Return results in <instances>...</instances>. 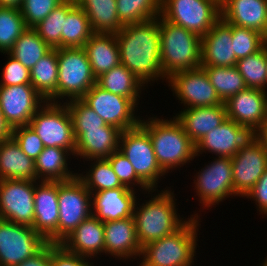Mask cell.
Instances as JSON below:
<instances>
[{
    "mask_svg": "<svg viewBox=\"0 0 267 266\" xmlns=\"http://www.w3.org/2000/svg\"><path fill=\"white\" fill-rule=\"evenodd\" d=\"M158 22L159 16L143 22L124 25L116 33L120 63L148 89L160 83L165 86L168 80L163 74L160 60Z\"/></svg>",
    "mask_w": 267,
    "mask_h": 266,
    "instance_id": "cell-1",
    "label": "cell"
},
{
    "mask_svg": "<svg viewBox=\"0 0 267 266\" xmlns=\"http://www.w3.org/2000/svg\"><path fill=\"white\" fill-rule=\"evenodd\" d=\"M175 192L174 187H170L168 189H151L139 195L133 218L141 248L174 233L190 218L189 214L187 217L186 214L179 213L181 211L178 205L181 202ZM184 215L186 216L184 217Z\"/></svg>",
    "mask_w": 267,
    "mask_h": 266,
    "instance_id": "cell-2",
    "label": "cell"
},
{
    "mask_svg": "<svg viewBox=\"0 0 267 266\" xmlns=\"http://www.w3.org/2000/svg\"><path fill=\"white\" fill-rule=\"evenodd\" d=\"M151 108L148 113L146 111V115L141 116L139 125L151 138L160 168L169 177L171 174L173 176L174 173H178L177 171L181 175V170L186 171L185 168L193 166L192 163L196 158L195 144L173 115L167 114V117L163 116L164 113L162 115L153 114V112L150 113V111H154Z\"/></svg>",
    "mask_w": 267,
    "mask_h": 266,
    "instance_id": "cell-3",
    "label": "cell"
},
{
    "mask_svg": "<svg viewBox=\"0 0 267 266\" xmlns=\"http://www.w3.org/2000/svg\"><path fill=\"white\" fill-rule=\"evenodd\" d=\"M202 221V218L190 216L174 233L146 244L136 266H198Z\"/></svg>",
    "mask_w": 267,
    "mask_h": 266,
    "instance_id": "cell-4",
    "label": "cell"
},
{
    "mask_svg": "<svg viewBox=\"0 0 267 266\" xmlns=\"http://www.w3.org/2000/svg\"><path fill=\"white\" fill-rule=\"evenodd\" d=\"M212 160L205 162L202 167L196 162V158L194 160L196 165L199 166V170H196V167L193 168L194 172L188 173L193 174L190 177V180L193 179L189 184L191 189V193L193 191L194 196L193 200L198 201V206L200 208L195 207L196 210L190 212V216L193 217H204L205 214H208L211 210H216L215 208L225 202L227 199L231 201L235 198H238L235 195L233 188V178H232V158L231 157H209ZM196 171V172H195ZM206 209V210H205ZM209 210L208 212H206ZM193 212V213H192ZM200 212V213H199ZM202 214H204L202 216Z\"/></svg>",
    "mask_w": 267,
    "mask_h": 266,
    "instance_id": "cell-5",
    "label": "cell"
},
{
    "mask_svg": "<svg viewBox=\"0 0 267 266\" xmlns=\"http://www.w3.org/2000/svg\"><path fill=\"white\" fill-rule=\"evenodd\" d=\"M160 60L164 76L201 67V37L159 15Z\"/></svg>",
    "mask_w": 267,
    "mask_h": 266,
    "instance_id": "cell-6",
    "label": "cell"
},
{
    "mask_svg": "<svg viewBox=\"0 0 267 266\" xmlns=\"http://www.w3.org/2000/svg\"><path fill=\"white\" fill-rule=\"evenodd\" d=\"M119 151L130 161L136 175L150 189H168L174 186L175 183H170V181H166V184L168 182L169 185L165 184L164 181L168 180L166 178L168 175L160 168L151 138L140 125L121 132ZM159 183L160 185L165 184V187L160 186Z\"/></svg>",
    "mask_w": 267,
    "mask_h": 266,
    "instance_id": "cell-7",
    "label": "cell"
},
{
    "mask_svg": "<svg viewBox=\"0 0 267 266\" xmlns=\"http://www.w3.org/2000/svg\"><path fill=\"white\" fill-rule=\"evenodd\" d=\"M57 58V103L81 99L96 84L85 49L57 48Z\"/></svg>",
    "mask_w": 267,
    "mask_h": 266,
    "instance_id": "cell-8",
    "label": "cell"
},
{
    "mask_svg": "<svg viewBox=\"0 0 267 266\" xmlns=\"http://www.w3.org/2000/svg\"><path fill=\"white\" fill-rule=\"evenodd\" d=\"M29 126L45 147L66 149L74 156L76 139L72 118L65 103L45 102L33 115Z\"/></svg>",
    "mask_w": 267,
    "mask_h": 266,
    "instance_id": "cell-9",
    "label": "cell"
},
{
    "mask_svg": "<svg viewBox=\"0 0 267 266\" xmlns=\"http://www.w3.org/2000/svg\"><path fill=\"white\" fill-rule=\"evenodd\" d=\"M160 15L203 37L221 18V9L216 0H161Z\"/></svg>",
    "mask_w": 267,
    "mask_h": 266,
    "instance_id": "cell-10",
    "label": "cell"
},
{
    "mask_svg": "<svg viewBox=\"0 0 267 266\" xmlns=\"http://www.w3.org/2000/svg\"><path fill=\"white\" fill-rule=\"evenodd\" d=\"M58 243L92 215L91 192L78 177L58 181Z\"/></svg>",
    "mask_w": 267,
    "mask_h": 266,
    "instance_id": "cell-11",
    "label": "cell"
},
{
    "mask_svg": "<svg viewBox=\"0 0 267 266\" xmlns=\"http://www.w3.org/2000/svg\"><path fill=\"white\" fill-rule=\"evenodd\" d=\"M81 100L93 109L106 124L112 125L122 132L137 127L143 115L141 109L129 98L106 91L97 84H94Z\"/></svg>",
    "mask_w": 267,
    "mask_h": 266,
    "instance_id": "cell-12",
    "label": "cell"
},
{
    "mask_svg": "<svg viewBox=\"0 0 267 266\" xmlns=\"http://www.w3.org/2000/svg\"><path fill=\"white\" fill-rule=\"evenodd\" d=\"M257 139L258 131L254 128L241 126L227 118L195 144L196 160L206 158V154L232 158L239 149L249 147Z\"/></svg>",
    "mask_w": 267,
    "mask_h": 266,
    "instance_id": "cell-13",
    "label": "cell"
},
{
    "mask_svg": "<svg viewBox=\"0 0 267 266\" xmlns=\"http://www.w3.org/2000/svg\"><path fill=\"white\" fill-rule=\"evenodd\" d=\"M167 86V91L171 90L175 101L178 100L179 109L223 104L202 67L174 73L168 78Z\"/></svg>",
    "mask_w": 267,
    "mask_h": 266,
    "instance_id": "cell-14",
    "label": "cell"
},
{
    "mask_svg": "<svg viewBox=\"0 0 267 266\" xmlns=\"http://www.w3.org/2000/svg\"><path fill=\"white\" fill-rule=\"evenodd\" d=\"M47 243L31 226L0 219V266H17Z\"/></svg>",
    "mask_w": 267,
    "mask_h": 266,
    "instance_id": "cell-15",
    "label": "cell"
},
{
    "mask_svg": "<svg viewBox=\"0 0 267 266\" xmlns=\"http://www.w3.org/2000/svg\"><path fill=\"white\" fill-rule=\"evenodd\" d=\"M37 182L19 179L0 180V219L32 227Z\"/></svg>",
    "mask_w": 267,
    "mask_h": 266,
    "instance_id": "cell-16",
    "label": "cell"
},
{
    "mask_svg": "<svg viewBox=\"0 0 267 266\" xmlns=\"http://www.w3.org/2000/svg\"><path fill=\"white\" fill-rule=\"evenodd\" d=\"M45 102L31 84L0 86V107L12 129L29 125L33 115Z\"/></svg>",
    "mask_w": 267,
    "mask_h": 266,
    "instance_id": "cell-17",
    "label": "cell"
},
{
    "mask_svg": "<svg viewBox=\"0 0 267 266\" xmlns=\"http://www.w3.org/2000/svg\"><path fill=\"white\" fill-rule=\"evenodd\" d=\"M105 239V258L126 265L138 263L142 248L139 245L133 216L116 221L103 222ZM109 257V258H106ZM134 261V264H133Z\"/></svg>",
    "mask_w": 267,
    "mask_h": 266,
    "instance_id": "cell-18",
    "label": "cell"
},
{
    "mask_svg": "<svg viewBox=\"0 0 267 266\" xmlns=\"http://www.w3.org/2000/svg\"><path fill=\"white\" fill-rule=\"evenodd\" d=\"M267 170V153L257 139L247 148H241L232 157V178L235 195L244 198Z\"/></svg>",
    "mask_w": 267,
    "mask_h": 266,
    "instance_id": "cell-19",
    "label": "cell"
},
{
    "mask_svg": "<svg viewBox=\"0 0 267 266\" xmlns=\"http://www.w3.org/2000/svg\"><path fill=\"white\" fill-rule=\"evenodd\" d=\"M34 203L32 228L47 242L58 243V181H38L35 184Z\"/></svg>",
    "mask_w": 267,
    "mask_h": 266,
    "instance_id": "cell-20",
    "label": "cell"
},
{
    "mask_svg": "<svg viewBox=\"0 0 267 266\" xmlns=\"http://www.w3.org/2000/svg\"><path fill=\"white\" fill-rule=\"evenodd\" d=\"M227 118L259 131L267 124V92L246 88L225 102Z\"/></svg>",
    "mask_w": 267,
    "mask_h": 266,
    "instance_id": "cell-21",
    "label": "cell"
},
{
    "mask_svg": "<svg viewBox=\"0 0 267 266\" xmlns=\"http://www.w3.org/2000/svg\"><path fill=\"white\" fill-rule=\"evenodd\" d=\"M140 194L127 187L93 192L91 193L92 215L101 222L132 217Z\"/></svg>",
    "mask_w": 267,
    "mask_h": 266,
    "instance_id": "cell-22",
    "label": "cell"
},
{
    "mask_svg": "<svg viewBox=\"0 0 267 266\" xmlns=\"http://www.w3.org/2000/svg\"><path fill=\"white\" fill-rule=\"evenodd\" d=\"M237 58L232 45V24L220 18L201 37V66H235Z\"/></svg>",
    "mask_w": 267,
    "mask_h": 266,
    "instance_id": "cell-23",
    "label": "cell"
},
{
    "mask_svg": "<svg viewBox=\"0 0 267 266\" xmlns=\"http://www.w3.org/2000/svg\"><path fill=\"white\" fill-rule=\"evenodd\" d=\"M61 244L70 252L97 262L100 260V265H102L101 262L104 261L103 257H105L103 222L91 215L88 219L83 220Z\"/></svg>",
    "mask_w": 267,
    "mask_h": 266,
    "instance_id": "cell-24",
    "label": "cell"
},
{
    "mask_svg": "<svg viewBox=\"0 0 267 266\" xmlns=\"http://www.w3.org/2000/svg\"><path fill=\"white\" fill-rule=\"evenodd\" d=\"M121 130L106 124L102 129H93L83 132L76 139L74 160L78 165L89 159L108 158L115 151L119 150V139ZM83 159V160H82Z\"/></svg>",
    "mask_w": 267,
    "mask_h": 266,
    "instance_id": "cell-25",
    "label": "cell"
},
{
    "mask_svg": "<svg viewBox=\"0 0 267 266\" xmlns=\"http://www.w3.org/2000/svg\"><path fill=\"white\" fill-rule=\"evenodd\" d=\"M220 9L221 18L227 23L267 37V0H223Z\"/></svg>",
    "mask_w": 267,
    "mask_h": 266,
    "instance_id": "cell-26",
    "label": "cell"
},
{
    "mask_svg": "<svg viewBox=\"0 0 267 266\" xmlns=\"http://www.w3.org/2000/svg\"><path fill=\"white\" fill-rule=\"evenodd\" d=\"M172 114L194 144L227 119L225 103L174 110Z\"/></svg>",
    "mask_w": 267,
    "mask_h": 266,
    "instance_id": "cell-27",
    "label": "cell"
},
{
    "mask_svg": "<svg viewBox=\"0 0 267 266\" xmlns=\"http://www.w3.org/2000/svg\"><path fill=\"white\" fill-rule=\"evenodd\" d=\"M96 84L113 94L129 98L138 108H141L143 114L146 111L142 106V104L146 103L144 102L146 99L143 97H146L147 93H150V91L123 64L120 63L111 70L101 74L96 78Z\"/></svg>",
    "mask_w": 267,
    "mask_h": 266,
    "instance_id": "cell-28",
    "label": "cell"
},
{
    "mask_svg": "<svg viewBox=\"0 0 267 266\" xmlns=\"http://www.w3.org/2000/svg\"><path fill=\"white\" fill-rule=\"evenodd\" d=\"M74 156L66 149L45 147L35 160L37 181H68L77 176ZM71 166V167H70ZM76 168V169H75Z\"/></svg>",
    "mask_w": 267,
    "mask_h": 266,
    "instance_id": "cell-29",
    "label": "cell"
},
{
    "mask_svg": "<svg viewBox=\"0 0 267 266\" xmlns=\"http://www.w3.org/2000/svg\"><path fill=\"white\" fill-rule=\"evenodd\" d=\"M83 48L96 78L120 64L116 34L94 32Z\"/></svg>",
    "mask_w": 267,
    "mask_h": 266,
    "instance_id": "cell-30",
    "label": "cell"
},
{
    "mask_svg": "<svg viewBox=\"0 0 267 266\" xmlns=\"http://www.w3.org/2000/svg\"><path fill=\"white\" fill-rule=\"evenodd\" d=\"M2 179L37 181L35 161L24 154L12 137L0 141V180Z\"/></svg>",
    "mask_w": 267,
    "mask_h": 266,
    "instance_id": "cell-31",
    "label": "cell"
},
{
    "mask_svg": "<svg viewBox=\"0 0 267 266\" xmlns=\"http://www.w3.org/2000/svg\"><path fill=\"white\" fill-rule=\"evenodd\" d=\"M87 15L95 33H118L124 25L117 16L116 0H75Z\"/></svg>",
    "mask_w": 267,
    "mask_h": 266,
    "instance_id": "cell-32",
    "label": "cell"
},
{
    "mask_svg": "<svg viewBox=\"0 0 267 266\" xmlns=\"http://www.w3.org/2000/svg\"><path fill=\"white\" fill-rule=\"evenodd\" d=\"M30 78L31 85L46 102L57 103V48H52L30 69Z\"/></svg>",
    "mask_w": 267,
    "mask_h": 266,
    "instance_id": "cell-33",
    "label": "cell"
},
{
    "mask_svg": "<svg viewBox=\"0 0 267 266\" xmlns=\"http://www.w3.org/2000/svg\"><path fill=\"white\" fill-rule=\"evenodd\" d=\"M82 162L83 163L77 165V176L84 182L86 188L91 193L118 187H126L121 184L106 158L89 159Z\"/></svg>",
    "mask_w": 267,
    "mask_h": 266,
    "instance_id": "cell-34",
    "label": "cell"
},
{
    "mask_svg": "<svg viewBox=\"0 0 267 266\" xmlns=\"http://www.w3.org/2000/svg\"><path fill=\"white\" fill-rule=\"evenodd\" d=\"M94 33L84 10L77 4L68 12L61 32V48L84 47Z\"/></svg>",
    "mask_w": 267,
    "mask_h": 266,
    "instance_id": "cell-35",
    "label": "cell"
},
{
    "mask_svg": "<svg viewBox=\"0 0 267 266\" xmlns=\"http://www.w3.org/2000/svg\"><path fill=\"white\" fill-rule=\"evenodd\" d=\"M51 49L33 28H27L8 53L30 70Z\"/></svg>",
    "mask_w": 267,
    "mask_h": 266,
    "instance_id": "cell-36",
    "label": "cell"
},
{
    "mask_svg": "<svg viewBox=\"0 0 267 266\" xmlns=\"http://www.w3.org/2000/svg\"><path fill=\"white\" fill-rule=\"evenodd\" d=\"M220 100L225 103L230 97L247 88L236 66H201Z\"/></svg>",
    "mask_w": 267,
    "mask_h": 266,
    "instance_id": "cell-37",
    "label": "cell"
},
{
    "mask_svg": "<svg viewBox=\"0 0 267 266\" xmlns=\"http://www.w3.org/2000/svg\"><path fill=\"white\" fill-rule=\"evenodd\" d=\"M76 5L75 0H65L39 22L33 29L51 48H61V32L68 12Z\"/></svg>",
    "mask_w": 267,
    "mask_h": 266,
    "instance_id": "cell-38",
    "label": "cell"
},
{
    "mask_svg": "<svg viewBox=\"0 0 267 266\" xmlns=\"http://www.w3.org/2000/svg\"><path fill=\"white\" fill-rule=\"evenodd\" d=\"M235 66L247 88L267 92L266 44L258 52L237 60Z\"/></svg>",
    "mask_w": 267,
    "mask_h": 266,
    "instance_id": "cell-39",
    "label": "cell"
},
{
    "mask_svg": "<svg viewBox=\"0 0 267 266\" xmlns=\"http://www.w3.org/2000/svg\"><path fill=\"white\" fill-rule=\"evenodd\" d=\"M117 16L123 25L156 18L161 13V0H116Z\"/></svg>",
    "mask_w": 267,
    "mask_h": 266,
    "instance_id": "cell-40",
    "label": "cell"
},
{
    "mask_svg": "<svg viewBox=\"0 0 267 266\" xmlns=\"http://www.w3.org/2000/svg\"><path fill=\"white\" fill-rule=\"evenodd\" d=\"M27 28L19 8L0 7V54L8 53Z\"/></svg>",
    "mask_w": 267,
    "mask_h": 266,
    "instance_id": "cell-41",
    "label": "cell"
},
{
    "mask_svg": "<svg viewBox=\"0 0 267 266\" xmlns=\"http://www.w3.org/2000/svg\"><path fill=\"white\" fill-rule=\"evenodd\" d=\"M73 123L75 139L83 132L93 129H102L106 125L104 120L81 99L65 102Z\"/></svg>",
    "mask_w": 267,
    "mask_h": 266,
    "instance_id": "cell-42",
    "label": "cell"
},
{
    "mask_svg": "<svg viewBox=\"0 0 267 266\" xmlns=\"http://www.w3.org/2000/svg\"><path fill=\"white\" fill-rule=\"evenodd\" d=\"M266 43V37L260 32L232 25V45L237 60L258 52Z\"/></svg>",
    "mask_w": 267,
    "mask_h": 266,
    "instance_id": "cell-43",
    "label": "cell"
},
{
    "mask_svg": "<svg viewBox=\"0 0 267 266\" xmlns=\"http://www.w3.org/2000/svg\"><path fill=\"white\" fill-rule=\"evenodd\" d=\"M121 184L129 189L140 192H148L151 189L136 175L130 161L119 151H115L106 158Z\"/></svg>",
    "mask_w": 267,
    "mask_h": 266,
    "instance_id": "cell-44",
    "label": "cell"
},
{
    "mask_svg": "<svg viewBox=\"0 0 267 266\" xmlns=\"http://www.w3.org/2000/svg\"><path fill=\"white\" fill-rule=\"evenodd\" d=\"M64 1L65 0H23L19 9L27 27L33 28Z\"/></svg>",
    "mask_w": 267,
    "mask_h": 266,
    "instance_id": "cell-45",
    "label": "cell"
},
{
    "mask_svg": "<svg viewBox=\"0 0 267 266\" xmlns=\"http://www.w3.org/2000/svg\"><path fill=\"white\" fill-rule=\"evenodd\" d=\"M7 60L1 68L0 86H13L19 84H31L30 70L23 66L9 53H1ZM7 55V56H6Z\"/></svg>",
    "mask_w": 267,
    "mask_h": 266,
    "instance_id": "cell-46",
    "label": "cell"
},
{
    "mask_svg": "<svg viewBox=\"0 0 267 266\" xmlns=\"http://www.w3.org/2000/svg\"><path fill=\"white\" fill-rule=\"evenodd\" d=\"M11 137L16 141L24 154L33 161L37 159L45 148L40 137L29 125L13 128Z\"/></svg>",
    "mask_w": 267,
    "mask_h": 266,
    "instance_id": "cell-47",
    "label": "cell"
},
{
    "mask_svg": "<svg viewBox=\"0 0 267 266\" xmlns=\"http://www.w3.org/2000/svg\"><path fill=\"white\" fill-rule=\"evenodd\" d=\"M97 261L68 251L61 243H50L51 266H101ZM106 266V265H103Z\"/></svg>",
    "mask_w": 267,
    "mask_h": 266,
    "instance_id": "cell-48",
    "label": "cell"
},
{
    "mask_svg": "<svg viewBox=\"0 0 267 266\" xmlns=\"http://www.w3.org/2000/svg\"><path fill=\"white\" fill-rule=\"evenodd\" d=\"M243 199L255 203L253 206L260 219H267V170Z\"/></svg>",
    "mask_w": 267,
    "mask_h": 266,
    "instance_id": "cell-49",
    "label": "cell"
},
{
    "mask_svg": "<svg viewBox=\"0 0 267 266\" xmlns=\"http://www.w3.org/2000/svg\"><path fill=\"white\" fill-rule=\"evenodd\" d=\"M17 266H51L50 243L48 242L37 254L27 258Z\"/></svg>",
    "mask_w": 267,
    "mask_h": 266,
    "instance_id": "cell-50",
    "label": "cell"
},
{
    "mask_svg": "<svg viewBox=\"0 0 267 266\" xmlns=\"http://www.w3.org/2000/svg\"><path fill=\"white\" fill-rule=\"evenodd\" d=\"M13 129L6 122L0 107V141L11 138Z\"/></svg>",
    "mask_w": 267,
    "mask_h": 266,
    "instance_id": "cell-51",
    "label": "cell"
},
{
    "mask_svg": "<svg viewBox=\"0 0 267 266\" xmlns=\"http://www.w3.org/2000/svg\"><path fill=\"white\" fill-rule=\"evenodd\" d=\"M23 0H0V7L20 8Z\"/></svg>",
    "mask_w": 267,
    "mask_h": 266,
    "instance_id": "cell-52",
    "label": "cell"
},
{
    "mask_svg": "<svg viewBox=\"0 0 267 266\" xmlns=\"http://www.w3.org/2000/svg\"><path fill=\"white\" fill-rule=\"evenodd\" d=\"M258 139L263 143L267 153V124L258 131Z\"/></svg>",
    "mask_w": 267,
    "mask_h": 266,
    "instance_id": "cell-53",
    "label": "cell"
},
{
    "mask_svg": "<svg viewBox=\"0 0 267 266\" xmlns=\"http://www.w3.org/2000/svg\"><path fill=\"white\" fill-rule=\"evenodd\" d=\"M261 263H258L256 266H267V256L264 257V259H262V261H260Z\"/></svg>",
    "mask_w": 267,
    "mask_h": 266,
    "instance_id": "cell-54",
    "label": "cell"
},
{
    "mask_svg": "<svg viewBox=\"0 0 267 266\" xmlns=\"http://www.w3.org/2000/svg\"><path fill=\"white\" fill-rule=\"evenodd\" d=\"M266 68H267V43H266Z\"/></svg>",
    "mask_w": 267,
    "mask_h": 266,
    "instance_id": "cell-55",
    "label": "cell"
},
{
    "mask_svg": "<svg viewBox=\"0 0 267 266\" xmlns=\"http://www.w3.org/2000/svg\"><path fill=\"white\" fill-rule=\"evenodd\" d=\"M217 2H219L220 4L223 2V0H216Z\"/></svg>",
    "mask_w": 267,
    "mask_h": 266,
    "instance_id": "cell-56",
    "label": "cell"
}]
</instances>
